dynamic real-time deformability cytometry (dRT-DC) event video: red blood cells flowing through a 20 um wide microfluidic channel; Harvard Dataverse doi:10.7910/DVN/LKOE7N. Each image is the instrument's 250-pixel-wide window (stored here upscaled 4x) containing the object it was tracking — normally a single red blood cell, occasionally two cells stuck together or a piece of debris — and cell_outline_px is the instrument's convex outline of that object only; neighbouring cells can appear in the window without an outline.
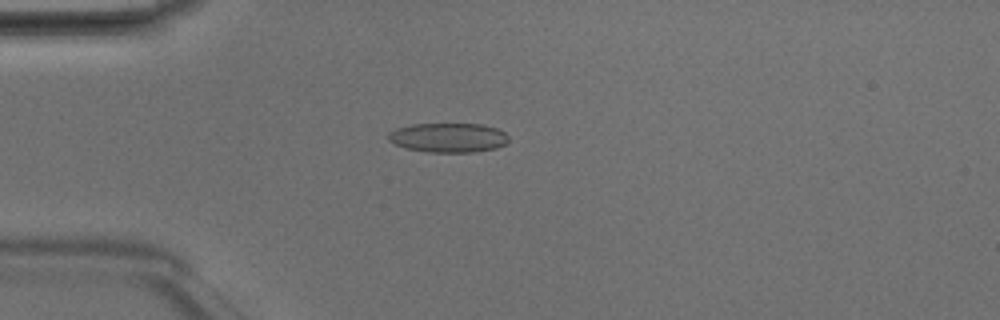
{"species": "Egyptian fruit bat (a non-hibernating species)", "species_latin": "Rousettus aegyptiacus", "temperature_condition": "room temperature", "stored_images_in_passage": 46, "camera_frame_rate_fps": 3000, "um_per_image_px": 0.085, "animal": {"sex": "male"}, "frame": {"image": 1, "passage_image": 11, "time_ms": 3.333, "image_size_px": [1000, 320], "cell_outline_px": [[508, 140], [504, 144], [496, 148], [476, 152], [428, 152], [404, 148], [388, 140], [388, 132], [396, 128], [412, 124], [480, 124], [496, 128], [504, 132], [508, 136]], "centroid_in_image_um": [38.08, 11.7], "position_along_channel_um": 46.9, "area_um2": 20.63}}
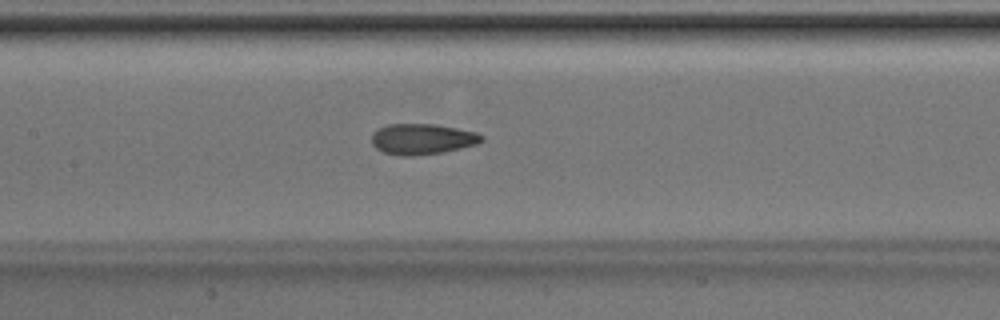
{"frame": {"image": 2, "passage_image": 21, "time_ms": 6.667, "image_size_px": [1000, 320], "cell_outline_px": [[484, 140], [476, 144], [444, 152], [412, 156], [400, 156], [384, 152], [376, 148], [372, 144], [372, 132], [376, 128], [388, 124], [436, 124], [476, 132], [484, 136]], "centroid_in_image_um": [35.87, 11.81], "position_along_channel_um": 171.5, "area_um2": 19.83}}
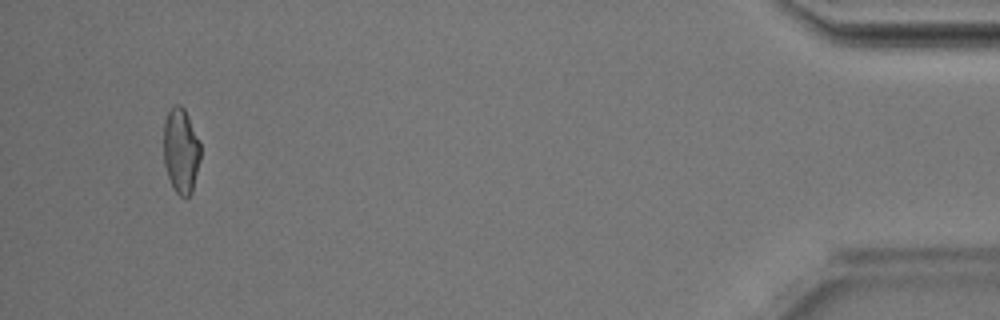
{"frame": {"image": 3, "passage_image": 44, "time_ms": 14.333, "image_size_px": [1000, 320], "cell_outline_px": [[200, 160], [192, 192], [184, 200], [176, 192], [168, 176], [164, 164], [164, 120], [168, 112], [176, 104], [180, 104], [184, 108], [188, 116], [200, 144]], "centroid_in_image_um": [15.38, 12.83], "position_along_channel_um": 419.8, "area_um2": 18.21}, "authors_computed_cell_mechanics": {"area_um2": 19.4208, "velocity_mm_per_s": 4.2187, "shape_relaxation_time_tau1_ms": 5.8961, "shape_relaxation_time_tau2_ms": 1.4826, "deformation_change_tau1": 0.1474, "deformation_change_tau2": 0.0729}}